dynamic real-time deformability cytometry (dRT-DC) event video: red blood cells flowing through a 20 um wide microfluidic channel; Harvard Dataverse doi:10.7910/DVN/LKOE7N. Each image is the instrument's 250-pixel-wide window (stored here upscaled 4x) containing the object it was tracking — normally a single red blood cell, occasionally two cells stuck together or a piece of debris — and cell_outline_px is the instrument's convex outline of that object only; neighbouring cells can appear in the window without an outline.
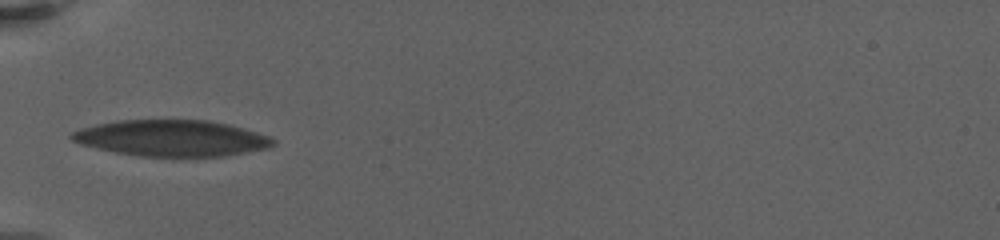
{"species": "human", "species_latin": "Homo sapiens", "temperature_condition": "warm", "stored_images_in_passage": 23, "camera_frame_rate_fps": 3000, "um_per_image_px": 0.085, "donor": {"sex": "female"}, "frame": {"image": 1, "passage_image": 1, "time_ms": 0.0, "image_size_px": [1000, 240], "cell_outline_px": [[276, 144], [268, 148], [248, 152], [224, 156], [140, 156], [116, 152], [96, 148], [80, 144], [72, 140], [68, 136], [72, 132], [80, 128], [96, 124], [116, 120], [208, 120], [228, 124], [244, 128], [268, 136], [276, 140]], "centroid_in_image_um": [14.58, 11.74], "position_along_channel_um": 70.4, "area_um2": 42.54}}
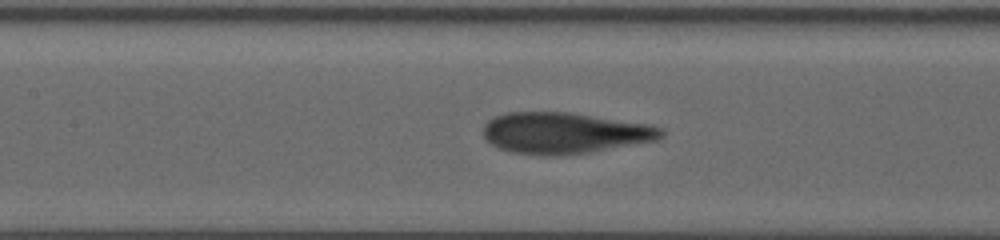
{"frame": {"image": 2, "passage_image": 17, "time_ms": 3.0, "image_size_px": [1000, 240], "cell_outline_px": [[664, 136], [656, 140], [588, 152], [560, 156], [540, 156], [512, 152], [500, 148], [484, 140], [484, 124], [488, 120], [496, 116], [508, 112], [572, 112], [652, 124], [660, 128], [664, 132]], "centroid_in_image_um": [47.97, 11.3], "position_along_channel_um": 159.4, "area_um2": 42.95}}
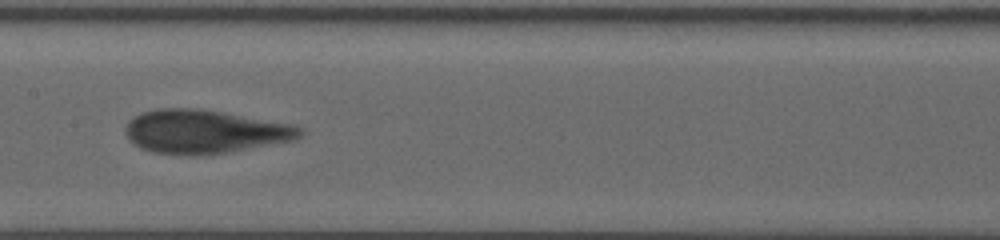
{"frame": {"image": 3, "passage_image": 22, "time_ms": 4.0, "image_size_px": [1000, 240], "cell_outline_px": [[304, 132], [296, 140], [200, 156], [192, 156], [156, 152], [140, 148], [128, 140], [124, 132], [124, 128], [128, 120], [132, 116], [140, 112], [156, 108], [200, 108], [292, 124], [304, 128]], "centroid_in_image_um": [17.34, 11.17], "position_along_channel_um": 190.1, "area_um2": 44.68}}